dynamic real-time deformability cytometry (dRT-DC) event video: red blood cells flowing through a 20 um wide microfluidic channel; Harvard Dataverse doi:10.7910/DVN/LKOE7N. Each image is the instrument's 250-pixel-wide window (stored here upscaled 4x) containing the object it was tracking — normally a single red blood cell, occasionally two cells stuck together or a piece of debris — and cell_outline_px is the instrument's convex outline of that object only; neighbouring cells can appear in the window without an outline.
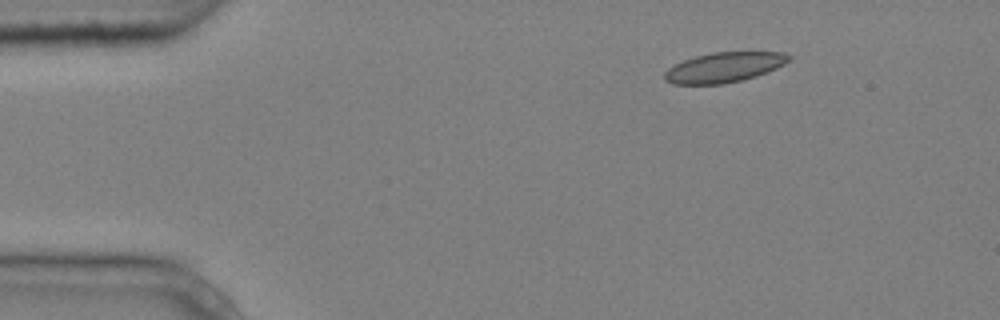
{"species": "common noctule bat (a hibernating species)", "species_latin": "Nyctalus noctula", "temperature_condition": "cold", "stored_images_in_passage": 5, "camera_frame_rate_fps": 3000, "um_per_image_px": 0.085, "animal": {"sex": "male", "body_mass_g": 20.4}, "frame": {"image": 1, "passage_image": 3, "time_ms": 0.667, "image_size_px": [1000, 320], "cell_outline_px": [[792, 60], [776, 68], [756, 76], [744, 80], [724, 84], [672, 84], [664, 80], [664, 72], [668, 68], [684, 60], [696, 56], [712, 52], [784, 52], [792, 56]], "centroid_in_image_um": [61.56, 5.72], "position_along_channel_um": 23.4, "area_um2": 21.85}}